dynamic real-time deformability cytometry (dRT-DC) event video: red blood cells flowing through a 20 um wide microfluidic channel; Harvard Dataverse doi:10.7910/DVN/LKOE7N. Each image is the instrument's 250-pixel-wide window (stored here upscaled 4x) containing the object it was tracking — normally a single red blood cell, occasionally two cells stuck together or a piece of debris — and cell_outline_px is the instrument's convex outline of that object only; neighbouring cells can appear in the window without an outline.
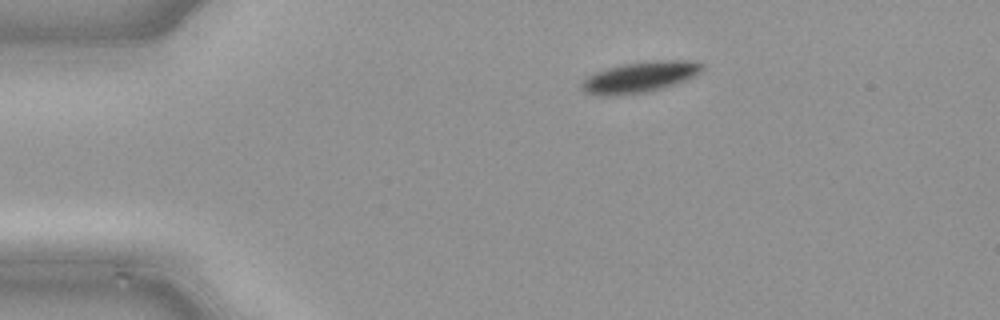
{"species": "common noctule bat (a hibernating species)", "species_latin": "Nyctalus noctula", "temperature_condition": "cold", "stored_images_in_passage": 40, "camera_frame_rate_fps": 3000, "um_per_image_px": 0.085, "animal": {"sex": "male", "body_mass_g": 21.5, "forearm_length_mm": 52.0}, "frame": {"image": 1, "passage_image": 1, "time_ms": 0.0, "image_size_px": [1000, 320], "cell_outline_px": [[704, 68], [700, 72], [684, 80], [672, 84], [644, 92], [608, 96], [584, 92], [580, 88], [580, 84], [588, 76], [596, 72], [608, 68], [624, 64], [652, 60], [692, 60], [704, 64]], "centroid_in_image_um": [54.38, 6.53], "position_along_channel_um": 30.6, "area_um2": 21.21}}
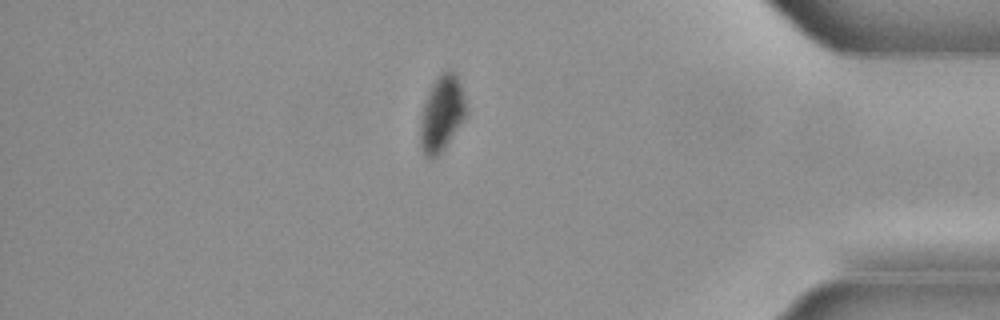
{"frame": {"image": 2, "passage_image": 33, "time_ms": 10.667, "image_size_px": [1000, 320], "cell_outline_px": [[468, 112], [440, 152], [432, 156], [424, 156], [420, 148], [420, 120], [424, 104], [428, 92], [432, 84], [440, 72], [448, 68], [456, 72], [460, 84]], "centroid_in_image_um": [37.54, 9.57], "position_along_channel_um": 397.7, "area_um2": 19.88}}
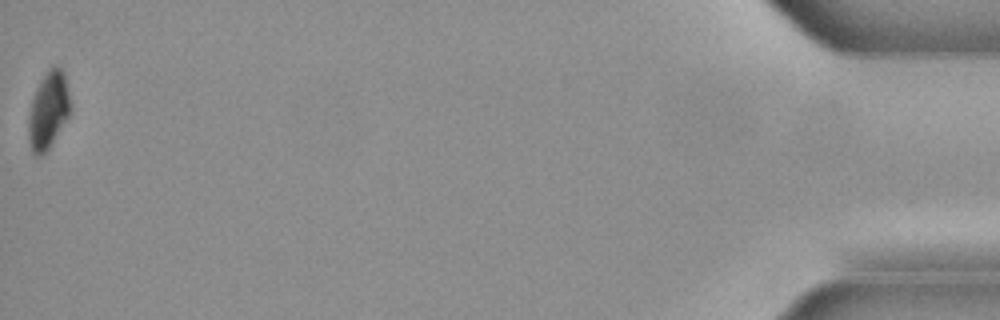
{"frame": {"image": 3, "passage_image": 40, "time_ms": 13.0, "image_size_px": [1000, 320], "cell_outline_px": [[68, 116], [48, 148], [40, 156], [36, 156], [32, 152], [28, 140], [28, 112], [36, 88], [40, 80], [48, 68], [52, 64], [56, 64], [64, 72], [68, 92]], "centroid_in_image_um": [4.05, 9.33], "position_along_channel_um": 431.1, "area_um2": 18.5}}